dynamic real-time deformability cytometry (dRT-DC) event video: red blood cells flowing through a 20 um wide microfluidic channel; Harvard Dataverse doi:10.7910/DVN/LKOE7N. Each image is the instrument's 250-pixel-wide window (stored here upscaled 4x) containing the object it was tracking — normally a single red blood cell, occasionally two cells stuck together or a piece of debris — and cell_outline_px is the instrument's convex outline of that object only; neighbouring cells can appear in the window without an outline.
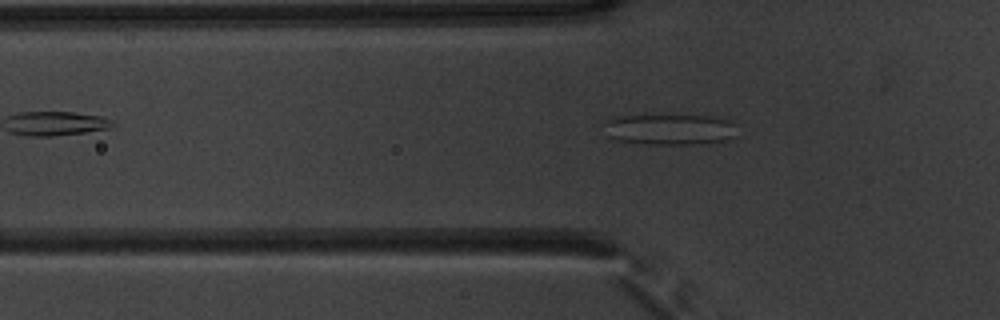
{"species": "common noctule bat (a hibernating species)", "species_latin": "Nyctalus noctula", "temperature_condition": "warm", "stored_images_in_passage": 16, "camera_frame_rate_fps": 3000, "um_per_image_px": 0.085, "animal": {"sex": "male", "body_mass_g": 20.1, "forearm_length_mm": 53.5}, "frame": {"image": 1, "passage_image": 5, "time_ms": 1.333, "image_size_px": [1000, 320], "cell_outline_px": [[736, 136], [728, 140], [700, 144], [648, 144], [616, 140], [608, 136], [600, 124], [604, 120], [616, 116], [712, 116], [732, 120]], "centroid_in_image_um": [56.89, 11.0], "position_along_channel_um": 68.9, "area_um2": 24.16}}
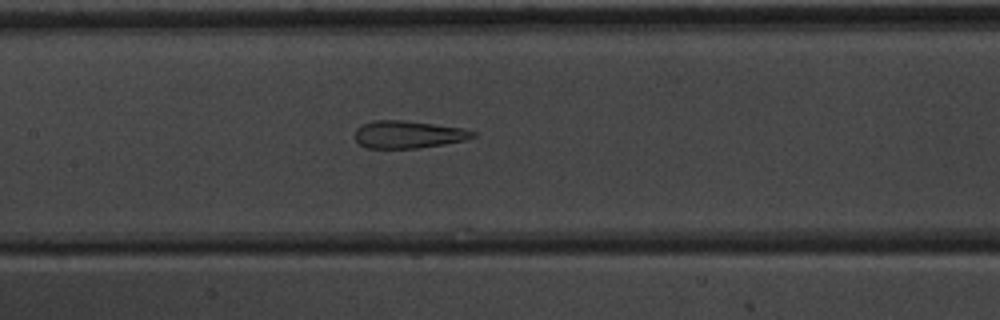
{"frame": {"image": 2, "passage_image": 13, "time_ms": 4.0, "image_size_px": [1000, 320], "cell_outline_px": [[476, 136], [464, 140], [444, 144], [416, 148], [368, 148], [360, 144], [356, 140], [356, 128], [360, 124], [376, 120], [400, 120], [464, 128], [476, 132]], "centroid_in_image_um": [34.69, 11.43], "position_along_channel_um": 172.7, "area_um2": 18.73}}